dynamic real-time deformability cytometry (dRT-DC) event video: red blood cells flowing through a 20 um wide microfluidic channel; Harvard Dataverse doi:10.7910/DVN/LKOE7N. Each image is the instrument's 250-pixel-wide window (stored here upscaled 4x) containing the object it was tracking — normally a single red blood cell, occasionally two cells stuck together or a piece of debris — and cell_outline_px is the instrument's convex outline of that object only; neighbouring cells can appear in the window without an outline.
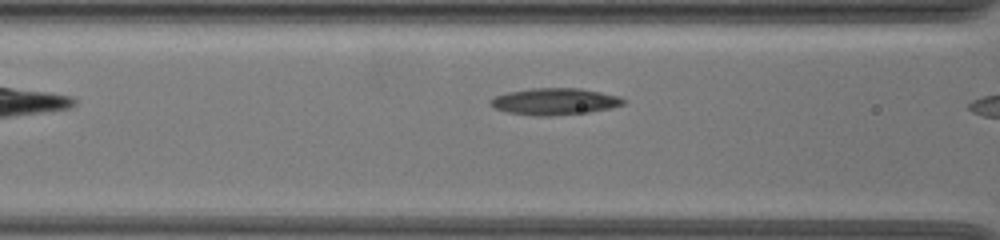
{"species": "common noctule bat (a hibernating species)", "species_latin": "Nyctalus noctula", "temperature_condition": "warm", "stored_images_in_passage": 11, "camera_frame_rate_fps": 3000, "um_per_image_px": 0.085, "animal": {"sex": "female", "body_mass_g": 19.5, "forearm_length_mm": 54.1}, "frame": {"image": 1, "passage_image": 10, "time_ms": 3.0, "image_size_px": [1000, 240], "cell_outline_px": [[624, 104], [608, 108], [588, 112], [552, 116], [532, 116], [508, 112], [496, 108], [488, 100], [496, 96], [508, 92], [532, 88], [580, 88], [620, 96], [624, 100]], "centroid_in_image_um": [47.14, 8.62], "position_along_channel_um": 119.5, "area_um2": 20.52}}